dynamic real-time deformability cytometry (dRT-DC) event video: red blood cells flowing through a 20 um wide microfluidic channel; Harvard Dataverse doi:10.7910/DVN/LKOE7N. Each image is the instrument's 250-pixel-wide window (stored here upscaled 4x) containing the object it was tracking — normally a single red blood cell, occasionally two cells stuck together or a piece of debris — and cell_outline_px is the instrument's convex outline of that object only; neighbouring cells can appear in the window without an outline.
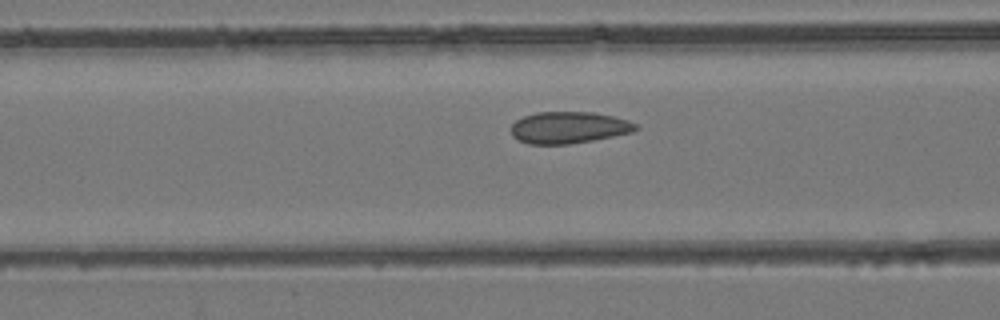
{"species": "common noctule bat (a hibernating species)", "species_latin": "Nyctalus noctula", "temperature_condition": "room temperature", "stored_images_in_passage": 43, "camera_frame_rate_fps": 3000, "um_per_image_px": 0.085, "animal": {"sex": "female", "body_mass_g": 24.6, "forearm_length_mm": 56.2}, "frame": {"image": 1, "passage_image": 15, "time_ms": 4.667, "image_size_px": [1000, 320], "cell_outline_px": [[640, 128], [632, 132], [592, 140], [568, 144], [528, 144], [512, 136], [512, 124], [516, 120], [524, 116], [536, 112], [592, 112], [612, 116], [628, 120], [636, 124]], "centroid_in_image_um": [48.34, 10.83], "position_along_channel_um": 118.3, "area_um2": 22.89}}
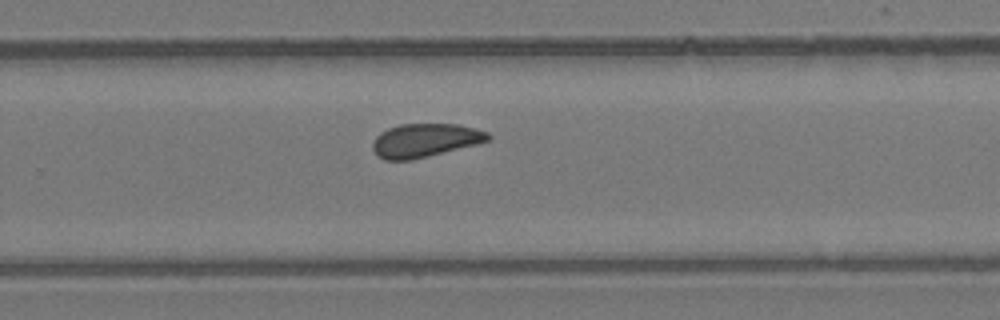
{"frame": {"image": 2, "passage_image": 27, "time_ms": 8.667, "image_size_px": [1000, 320], "cell_outline_px": [[492, 136], [488, 140], [476, 144], [412, 160], [384, 160], [372, 148], [372, 144], [376, 136], [380, 132], [388, 128], [400, 124], [460, 124], [488, 132]], "centroid_in_image_um": [36.12, 11.92], "position_along_channel_um": 293.7, "area_um2": 22.43}}
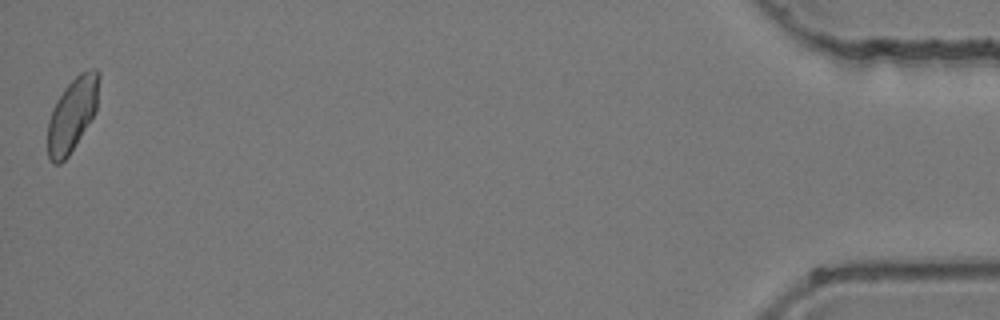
{"frame": {"image": 3, "passage_image": 43, "time_ms": 14.0, "image_size_px": [1000, 320], "cell_outline_px": [[100, 76], [96, 112], [68, 156], [60, 164], [52, 164], [48, 156], [48, 120], [52, 108], [56, 100], [64, 88], [80, 72], [92, 68], [96, 68], [100, 72]], "centroid_in_image_um": [6.15, 9.71], "position_along_channel_um": 429.1, "area_um2": 22.14}}